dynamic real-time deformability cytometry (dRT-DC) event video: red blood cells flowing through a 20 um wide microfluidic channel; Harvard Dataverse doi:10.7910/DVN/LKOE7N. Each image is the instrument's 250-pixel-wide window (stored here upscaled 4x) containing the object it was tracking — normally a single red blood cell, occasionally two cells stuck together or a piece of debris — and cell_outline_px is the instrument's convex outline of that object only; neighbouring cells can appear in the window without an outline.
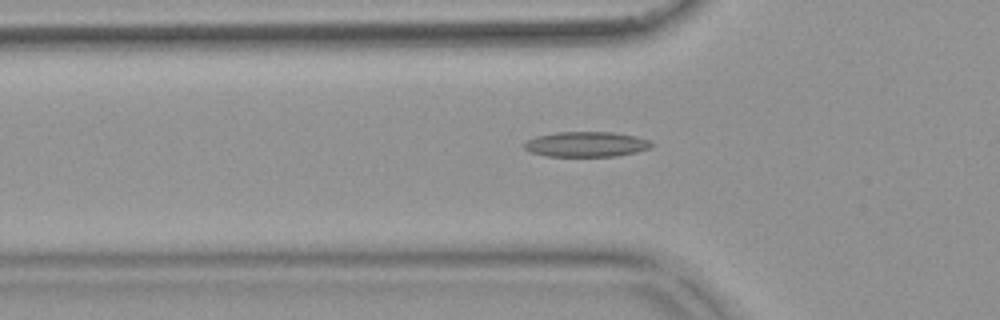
{"species": "common noctule bat (a hibernating species)", "species_latin": "Nyctalus noctula", "temperature_condition": "warm", "stored_images_in_passage": 38, "camera_frame_rate_fps": 3000, "um_per_image_px": 0.085, "animal": {"sex": "female", "body_mass_g": 18.4}, "frame": {"image": 1, "passage_image": 2, "time_ms": 0.333, "image_size_px": [1000, 320], "cell_outline_px": [[652, 144], [648, 148], [636, 152], [616, 156], [544, 156], [532, 152], [524, 148], [524, 144], [528, 140], [536, 136], [556, 132], [612, 132], [636, 136], [648, 140]], "centroid_in_image_um": [49.81, 12.26], "position_along_channel_um": 76.0, "area_um2": 18.5}}
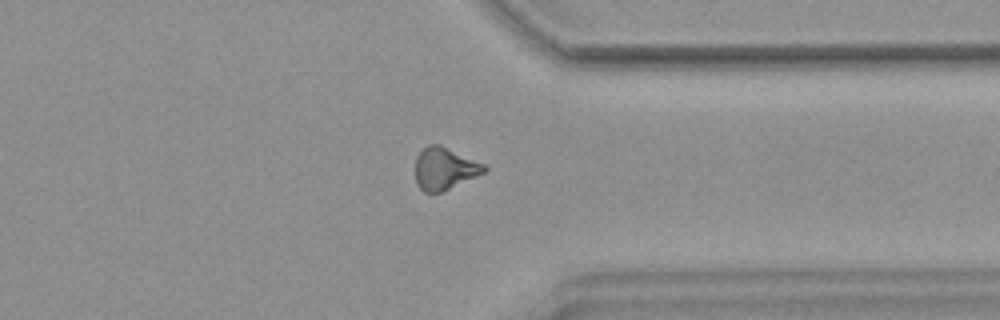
{"frame": {"image": 2, "passage_image": 26, "time_ms": 8.333, "image_size_px": [1000, 320], "cell_outline_px": [[488, 172], [444, 192], [432, 196], [424, 192], [416, 184], [416, 156], [428, 144], [440, 144], [484, 164], [488, 168]], "centroid_in_image_um": [37.81, 14.38], "position_along_channel_um": 373.6, "area_um2": 17.51}}
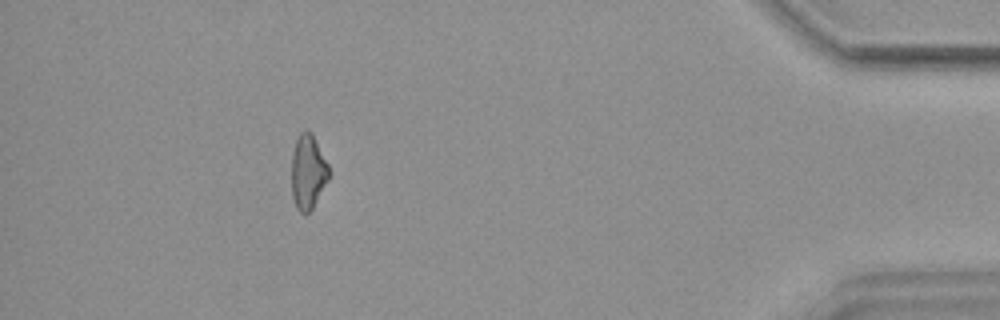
{"frame": {"image": 3, "passage_image": 33, "time_ms": 10.667, "image_size_px": [1000, 320], "cell_outline_px": [[328, 180], [312, 208], [308, 212], [300, 212], [296, 208], [292, 196], [292, 152], [296, 140], [300, 132], [312, 132], [328, 164]], "centroid_in_image_um": [26.16, 14.6], "position_along_channel_um": 409.0, "area_um2": 15.95}}